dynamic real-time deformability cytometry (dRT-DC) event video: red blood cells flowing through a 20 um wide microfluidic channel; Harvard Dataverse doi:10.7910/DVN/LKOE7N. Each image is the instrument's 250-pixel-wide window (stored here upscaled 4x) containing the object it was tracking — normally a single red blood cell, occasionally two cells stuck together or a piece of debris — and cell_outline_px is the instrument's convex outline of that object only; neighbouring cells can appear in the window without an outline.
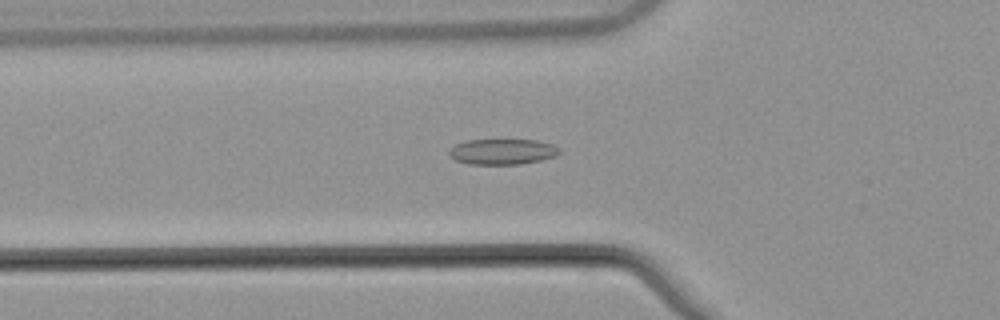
{"species": "common noctule bat (a hibernating species)", "species_latin": "Nyctalus noctula", "temperature_condition": "warm", "stored_images_in_passage": 54, "camera_frame_rate_fps": 3000, "um_per_image_px": 0.085, "animal": {"sex": "male", "body_mass_g": 21.5, "forearm_length_mm": 52.0}, "frame": {"image": 1, "passage_image": 20, "time_ms": 6.333, "image_size_px": [1000, 320], "cell_outline_px": [[560, 152], [556, 156], [540, 160], [520, 164], [468, 164], [456, 160], [448, 152], [456, 144], [468, 140], [536, 140], [552, 144], [560, 148]], "centroid_in_image_um": [42.74, 12.89], "position_along_channel_um": 83.1, "area_um2": 16.3}}
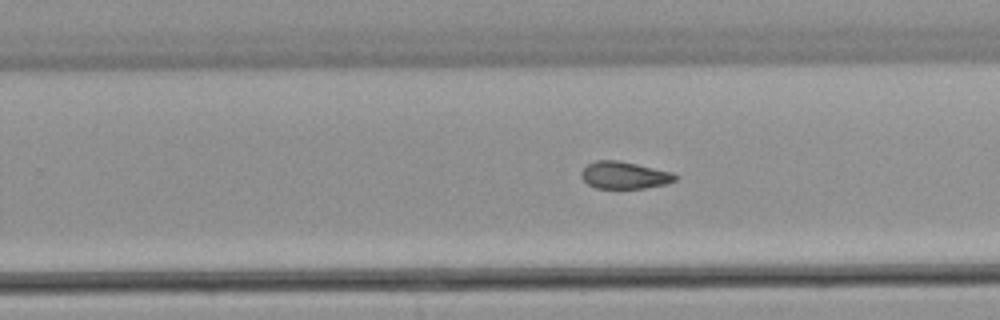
{"frame": {"image": 2, "passage_image": 35, "time_ms": 11.333, "image_size_px": [1000, 320], "cell_outline_px": [[680, 176], [676, 180], [668, 184], [644, 188], [596, 188], [588, 184], [580, 176], [580, 172], [588, 164], [596, 160], [620, 160], [672, 172]], "centroid_in_image_um": [53.1, 14.89], "position_along_channel_um": 276.7, "area_um2": 15.03}}
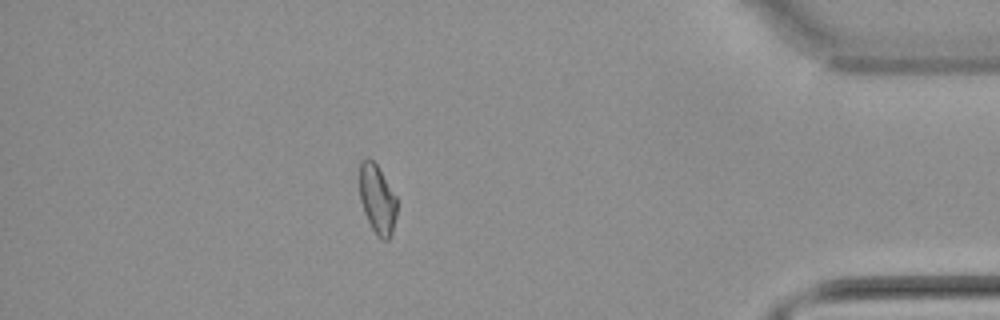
{"frame": {"image": 3, "passage_image": 48, "time_ms": 15.667, "image_size_px": [1000, 320], "cell_outline_px": [[396, 216], [392, 232], [388, 240], [380, 240], [376, 236], [364, 212], [360, 200], [360, 160], [368, 156], [376, 164], [396, 196]], "centroid_in_image_um": [32.06, 16.94], "position_along_channel_um": 403.1, "area_um2": 15.03}, "authors_computed_cell_mechanics": {"area_um2": 15.9528, "velocity_mm_per_s": 3.8746, "shape_relaxation_time_tau1_ms": null, "shape_relaxation_time_tau2_ms": 7.4147, "deformation_change_tau1": null, "deformation_change_tau2": 0.131}}